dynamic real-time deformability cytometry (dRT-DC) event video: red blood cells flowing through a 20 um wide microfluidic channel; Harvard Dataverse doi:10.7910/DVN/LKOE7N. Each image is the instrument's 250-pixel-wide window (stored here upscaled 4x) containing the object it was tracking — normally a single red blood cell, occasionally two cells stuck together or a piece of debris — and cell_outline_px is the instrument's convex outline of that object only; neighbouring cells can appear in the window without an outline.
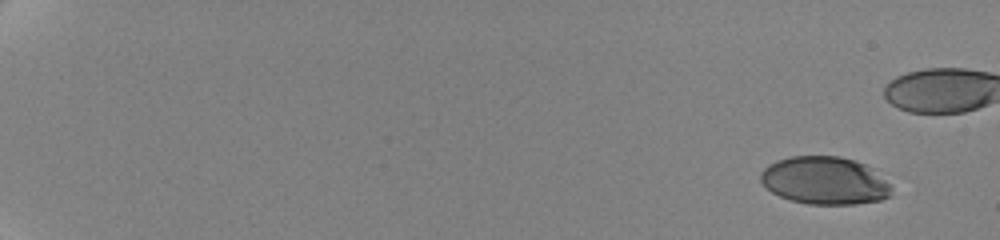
{"species": "human", "species_latin": "Homo sapiens", "temperature_condition": "cold", "stored_images_in_passage": 38, "camera_frame_rate_fps": 3000, "um_per_image_px": 0.085, "donor": {"sex": "female"}, "frame": {"image": 1, "passage_image": 1, "time_ms": 0.0, "image_size_px": [1000, 240], "cell_outline_px": [[892, 196], [880, 200], [856, 204], [808, 204], [792, 200], [780, 196], [772, 192], [760, 180], [760, 172], [768, 164], [788, 156], [840, 156], [856, 160], [872, 168], [892, 188]], "centroid_in_image_um": [70.1, 15.34], "position_along_channel_um": 14.9, "area_um2": 36.41}}
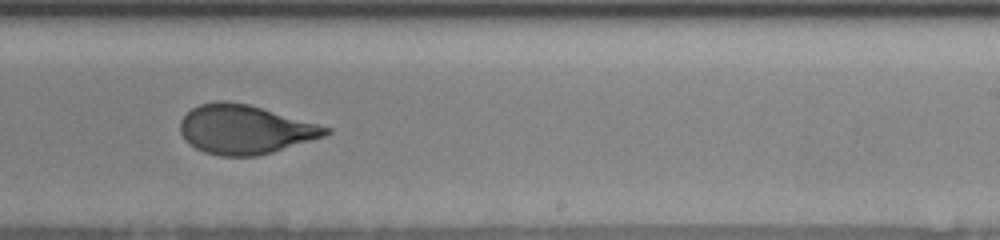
{"frame": {"image": 2, "passage_image": 25, "time_ms": 12.667, "image_size_px": [1000, 240], "cell_outline_px": [[332, 132], [324, 136], [272, 152], [256, 156], [220, 156], [204, 152], [188, 144], [184, 140], [180, 132], [180, 120], [192, 108], [200, 104], [216, 100], [224, 100], [248, 104], [332, 128]], "centroid_in_image_um": [20.78, 11.0], "position_along_channel_um": 268.2, "area_um2": 41.5}}
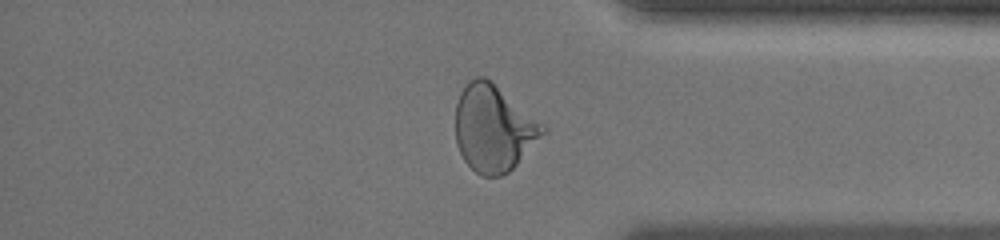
{"frame": {"image": 3, "passage_image": 35, "time_ms": 16.333, "image_size_px": [1000, 240], "cell_outline_px": [[548, 128], [516, 164], [508, 172], [500, 176], [480, 176], [464, 160], [456, 144], [456, 104], [460, 92], [468, 80], [476, 76], [484, 76]], "centroid_in_image_um": [41.91, 10.9], "position_along_channel_um": 393.3, "area_um2": 43.29}}